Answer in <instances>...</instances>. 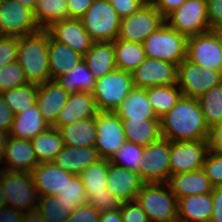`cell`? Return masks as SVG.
<instances>
[{
	"mask_svg": "<svg viewBox=\"0 0 222 222\" xmlns=\"http://www.w3.org/2000/svg\"><path fill=\"white\" fill-rule=\"evenodd\" d=\"M161 136L172 141L209 140L198 99L181 96L176 105L160 118Z\"/></svg>",
	"mask_w": 222,
	"mask_h": 222,
	"instance_id": "cell-1",
	"label": "cell"
},
{
	"mask_svg": "<svg viewBox=\"0 0 222 222\" xmlns=\"http://www.w3.org/2000/svg\"><path fill=\"white\" fill-rule=\"evenodd\" d=\"M48 41L49 33L45 29L18 37L17 62L28 83L40 85L51 80Z\"/></svg>",
	"mask_w": 222,
	"mask_h": 222,
	"instance_id": "cell-2",
	"label": "cell"
},
{
	"mask_svg": "<svg viewBox=\"0 0 222 222\" xmlns=\"http://www.w3.org/2000/svg\"><path fill=\"white\" fill-rule=\"evenodd\" d=\"M135 200L150 222H178V199L167 183H145Z\"/></svg>",
	"mask_w": 222,
	"mask_h": 222,
	"instance_id": "cell-3",
	"label": "cell"
},
{
	"mask_svg": "<svg viewBox=\"0 0 222 222\" xmlns=\"http://www.w3.org/2000/svg\"><path fill=\"white\" fill-rule=\"evenodd\" d=\"M188 37L172 29L166 22L144 42L146 57L167 61L177 66L186 59Z\"/></svg>",
	"mask_w": 222,
	"mask_h": 222,
	"instance_id": "cell-4",
	"label": "cell"
},
{
	"mask_svg": "<svg viewBox=\"0 0 222 222\" xmlns=\"http://www.w3.org/2000/svg\"><path fill=\"white\" fill-rule=\"evenodd\" d=\"M80 20L93 42L117 39L121 18L109 0H95Z\"/></svg>",
	"mask_w": 222,
	"mask_h": 222,
	"instance_id": "cell-5",
	"label": "cell"
},
{
	"mask_svg": "<svg viewBox=\"0 0 222 222\" xmlns=\"http://www.w3.org/2000/svg\"><path fill=\"white\" fill-rule=\"evenodd\" d=\"M0 183L3 187L6 206L24 212L37 208L39 196L31 173L1 169Z\"/></svg>",
	"mask_w": 222,
	"mask_h": 222,
	"instance_id": "cell-6",
	"label": "cell"
},
{
	"mask_svg": "<svg viewBox=\"0 0 222 222\" xmlns=\"http://www.w3.org/2000/svg\"><path fill=\"white\" fill-rule=\"evenodd\" d=\"M133 88L132 73L115 69L96 80L92 95L99 111L115 112Z\"/></svg>",
	"mask_w": 222,
	"mask_h": 222,
	"instance_id": "cell-7",
	"label": "cell"
},
{
	"mask_svg": "<svg viewBox=\"0 0 222 222\" xmlns=\"http://www.w3.org/2000/svg\"><path fill=\"white\" fill-rule=\"evenodd\" d=\"M222 83V72L212 68L201 67L187 59L178 65L177 85L182 95L199 99L214 86Z\"/></svg>",
	"mask_w": 222,
	"mask_h": 222,
	"instance_id": "cell-8",
	"label": "cell"
},
{
	"mask_svg": "<svg viewBox=\"0 0 222 222\" xmlns=\"http://www.w3.org/2000/svg\"><path fill=\"white\" fill-rule=\"evenodd\" d=\"M164 23L163 15L148 1L137 12L121 19L117 39L143 43Z\"/></svg>",
	"mask_w": 222,
	"mask_h": 222,
	"instance_id": "cell-9",
	"label": "cell"
},
{
	"mask_svg": "<svg viewBox=\"0 0 222 222\" xmlns=\"http://www.w3.org/2000/svg\"><path fill=\"white\" fill-rule=\"evenodd\" d=\"M40 30L31 8L15 0L0 2V36L20 37Z\"/></svg>",
	"mask_w": 222,
	"mask_h": 222,
	"instance_id": "cell-10",
	"label": "cell"
},
{
	"mask_svg": "<svg viewBox=\"0 0 222 222\" xmlns=\"http://www.w3.org/2000/svg\"><path fill=\"white\" fill-rule=\"evenodd\" d=\"M165 22L186 37L209 31L207 0H186L165 18Z\"/></svg>",
	"mask_w": 222,
	"mask_h": 222,
	"instance_id": "cell-11",
	"label": "cell"
},
{
	"mask_svg": "<svg viewBox=\"0 0 222 222\" xmlns=\"http://www.w3.org/2000/svg\"><path fill=\"white\" fill-rule=\"evenodd\" d=\"M170 141L165 138L143 146L138 174L145 183H167L170 177Z\"/></svg>",
	"mask_w": 222,
	"mask_h": 222,
	"instance_id": "cell-12",
	"label": "cell"
},
{
	"mask_svg": "<svg viewBox=\"0 0 222 222\" xmlns=\"http://www.w3.org/2000/svg\"><path fill=\"white\" fill-rule=\"evenodd\" d=\"M97 139L95 148L101 159L110 160L126 142L122 120L115 112L99 111L95 116Z\"/></svg>",
	"mask_w": 222,
	"mask_h": 222,
	"instance_id": "cell-13",
	"label": "cell"
},
{
	"mask_svg": "<svg viewBox=\"0 0 222 222\" xmlns=\"http://www.w3.org/2000/svg\"><path fill=\"white\" fill-rule=\"evenodd\" d=\"M209 149V140L170 142V174L188 173L202 169Z\"/></svg>",
	"mask_w": 222,
	"mask_h": 222,
	"instance_id": "cell-14",
	"label": "cell"
},
{
	"mask_svg": "<svg viewBox=\"0 0 222 222\" xmlns=\"http://www.w3.org/2000/svg\"><path fill=\"white\" fill-rule=\"evenodd\" d=\"M186 59L201 67L222 72V45L218 30L188 37Z\"/></svg>",
	"mask_w": 222,
	"mask_h": 222,
	"instance_id": "cell-15",
	"label": "cell"
},
{
	"mask_svg": "<svg viewBox=\"0 0 222 222\" xmlns=\"http://www.w3.org/2000/svg\"><path fill=\"white\" fill-rule=\"evenodd\" d=\"M176 64L147 57L132 73L136 88L177 84Z\"/></svg>",
	"mask_w": 222,
	"mask_h": 222,
	"instance_id": "cell-16",
	"label": "cell"
},
{
	"mask_svg": "<svg viewBox=\"0 0 222 222\" xmlns=\"http://www.w3.org/2000/svg\"><path fill=\"white\" fill-rule=\"evenodd\" d=\"M46 30L54 40L71 47L82 56L86 54L93 44L80 19L69 18L58 21Z\"/></svg>",
	"mask_w": 222,
	"mask_h": 222,
	"instance_id": "cell-17",
	"label": "cell"
},
{
	"mask_svg": "<svg viewBox=\"0 0 222 222\" xmlns=\"http://www.w3.org/2000/svg\"><path fill=\"white\" fill-rule=\"evenodd\" d=\"M5 171L31 173L39 164L31 140L8 136L3 152Z\"/></svg>",
	"mask_w": 222,
	"mask_h": 222,
	"instance_id": "cell-18",
	"label": "cell"
},
{
	"mask_svg": "<svg viewBox=\"0 0 222 222\" xmlns=\"http://www.w3.org/2000/svg\"><path fill=\"white\" fill-rule=\"evenodd\" d=\"M106 188L121 203L135 200L145 182L136 172L110 163Z\"/></svg>",
	"mask_w": 222,
	"mask_h": 222,
	"instance_id": "cell-19",
	"label": "cell"
},
{
	"mask_svg": "<svg viewBox=\"0 0 222 222\" xmlns=\"http://www.w3.org/2000/svg\"><path fill=\"white\" fill-rule=\"evenodd\" d=\"M74 175L53 162L38 164L31 172L39 198L58 195Z\"/></svg>",
	"mask_w": 222,
	"mask_h": 222,
	"instance_id": "cell-20",
	"label": "cell"
},
{
	"mask_svg": "<svg viewBox=\"0 0 222 222\" xmlns=\"http://www.w3.org/2000/svg\"><path fill=\"white\" fill-rule=\"evenodd\" d=\"M98 113L99 110L92 93L77 91L70 94L52 127L60 129L75 121L95 117Z\"/></svg>",
	"mask_w": 222,
	"mask_h": 222,
	"instance_id": "cell-21",
	"label": "cell"
},
{
	"mask_svg": "<svg viewBox=\"0 0 222 222\" xmlns=\"http://www.w3.org/2000/svg\"><path fill=\"white\" fill-rule=\"evenodd\" d=\"M70 93L56 80L46 81L38 85L36 104L46 122L53 126L59 111L64 107Z\"/></svg>",
	"mask_w": 222,
	"mask_h": 222,
	"instance_id": "cell-22",
	"label": "cell"
},
{
	"mask_svg": "<svg viewBox=\"0 0 222 222\" xmlns=\"http://www.w3.org/2000/svg\"><path fill=\"white\" fill-rule=\"evenodd\" d=\"M167 184L177 199L212 193L214 188L202 169L170 175Z\"/></svg>",
	"mask_w": 222,
	"mask_h": 222,
	"instance_id": "cell-23",
	"label": "cell"
},
{
	"mask_svg": "<svg viewBox=\"0 0 222 222\" xmlns=\"http://www.w3.org/2000/svg\"><path fill=\"white\" fill-rule=\"evenodd\" d=\"M100 159L95 147H69L64 145L63 149L54 158L53 163L65 171L79 175L84 169L97 163Z\"/></svg>",
	"mask_w": 222,
	"mask_h": 222,
	"instance_id": "cell-24",
	"label": "cell"
},
{
	"mask_svg": "<svg viewBox=\"0 0 222 222\" xmlns=\"http://www.w3.org/2000/svg\"><path fill=\"white\" fill-rule=\"evenodd\" d=\"M212 212V193L178 199V222H210Z\"/></svg>",
	"mask_w": 222,
	"mask_h": 222,
	"instance_id": "cell-25",
	"label": "cell"
},
{
	"mask_svg": "<svg viewBox=\"0 0 222 222\" xmlns=\"http://www.w3.org/2000/svg\"><path fill=\"white\" fill-rule=\"evenodd\" d=\"M83 61L96 80L114 71L116 62L113 41L93 42L83 56Z\"/></svg>",
	"mask_w": 222,
	"mask_h": 222,
	"instance_id": "cell-26",
	"label": "cell"
},
{
	"mask_svg": "<svg viewBox=\"0 0 222 222\" xmlns=\"http://www.w3.org/2000/svg\"><path fill=\"white\" fill-rule=\"evenodd\" d=\"M50 127L39 111L37 104H34L29 107V109L14 115L9 136L18 139L32 140L39 133L46 131Z\"/></svg>",
	"mask_w": 222,
	"mask_h": 222,
	"instance_id": "cell-27",
	"label": "cell"
},
{
	"mask_svg": "<svg viewBox=\"0 0 222 222\" xmlns=\"http://www.w3.org/2000/svg\"><path fill=\"white\" fill-rule=\"evenodd\" d=\"M48 60L51 80H56L82 62L83 56L75 52L71 47L57 42L49 34Z\"/></svg>",
	"mask_w": 222,
	"mask_h": 222,
	"instance_id": "cell-28",
	"label": "cell"
},
{
	"mask_svg": "<svg viewBox=\"0 0 222 222\" xmlns=\"http://www.w3.org/2000/svg\"><path fill=\"white\" fill-rule=\"evenodd\" d=\"M115 113L121 120L159 119L147 98V88L134 87Z\"/></svg>",
	"mask_w": 222,
	"mask_h": 222,
	"instance_id": "cell-29",
	"label": "cell"
},
{
	"mask_svg": "<svg viewBox=\"0 0 222 222\" xmlns=\"http://www.w3.org/2000/svg\"><path fill=\"white\" fill-rule=\"evenodd\" d=\"M59 131L66 146L95 147L97 139L95 117L62 126Z\"/></svg>",
	"mask_w": 222,
	"mask_h": 222,
	"instance_id": "cell-30",
	"label": "cell"
},
{
	"mask_svg": "<svg viewBox=\"0 0 222 222\" xmlns=\"http://www.w3.org/2000/svg\"><path fill=\"white\" fill-rule=\"evenodd\" d=\"M127 142L147 146L161 136L160 119L122 120Z\"/></svg>",
	"mask_w": 222,
	"mask_h": 222,
	"instance_id": "cell-31",
	"label": "cell"
},
{
	"mask_svg": "<svg viewBox=\"0 0 222 222\" xmlns=\"http://www.w3.org/2000/svg\"><path fill=\"white\" fill-rule=\"evenodd\" d=\"M39 164L53 162L63 149L64 141L59 129L50 127L31 140Z\"/></svg>",
	"mask_w": 222,
	"mask_h": 222,
	"instance_id": "cell-32",
	"label": "cell"
},
{
	"mask_svg": "<svg viewBox=\"0 0 222 222\" xmlns=\"http://www.w3.org/2000/svg\"><path fill=\"white\" fill-rule=\"evenodd\" d=\"M113 46L116 69L133 72L147 58L143 43L115 39Z\"/></svg>",
	"mask_w": 222,
	"mask_h": 222,
	"instance_id": "cell-33",
	"label": "cell"
},
{
	"mask_svg": "<svg viewBox=\"0 0 222 222\" xmlns=\"http://www.w3.org/2000/svg\"><path fill=\"white\" fill-rule=\"evenodd\" d=\"M181 96L182 91L177 84L147 88L148 101L159 119L176 105Z\"/></svg>",
	"mask_w": 222,
	"mask_h": 222,
	"instance_id": "cell-34",
	"label": "cell"
},
{
	"mask_svg": "<svg viewBox=\"0 0 222 222\" xmlns=\"http://www.w3.org/2000/svg\"><path fill=\"white\" fill-rule=\"evenodd\" d=\"M33 13L40 28L46 30L55 22L69 19L68 0H37Z\"/></svg>",
	"mask_w": 222,
	"mask_h": 222,
	"instance_id": "cell-35",
	"label": "cell"
},
{
	"mask_svg": "<svg viewBox=\"0 0 222 222\" xmlns=\"http://www.w3.org/2000/svg\"><path fill=\"white\" fill-rule=\"evenodd\" d=\"M56 81L70 94L83 91L92 93L95 88V77L84 61L75 65L72 70L63 76H60Z\"/></svg>",
	"mask_w": 222,
	"mask_h": 222,
	"instance_id": "cell-36",
	"label": "cell"
},
{
	"mask_svg": "<svg viewBox=\"0 0 222 222\" xmlns=\"http://www.w3.org/2000/svg\"><path fill=\"white\" fill-rule=\"evenodd\" d=\"M109 170V160L100 159L97 163L84 169L79 176L82 179L87 196L109 192L106 188Z\"/></svg>",
	"mask_w": 222,
	"mask_h": 222,
	"instance_id": "cell-37",
	"label": "cell"
},
{
	"mask_svg": "<svg viewBox=\"0 0 222 222\" xmlns=\"http://www.w3.org/2000/svg\"><path fill=\"white\" fill-rule=\"evenodd\" d=\"M198 102L210 130L222 122V83L209 89Z\"/></svg>",
	"mask_w": 222,
	"mask_h": 222,
	"instance_id": "cell-38",
	"label": "cell"
},
{
	"mask_svg": "<svg viewBox=\"0 0 222 222\" xmlns=\"http://www.w3.org/2000/svg\"><path fill=\"white\" fill-rule=\"evenodd\" d=\"M37 89V84L27 83L24 86L4 91L1 95L14 115H17L36 104Z\"/></svg>",
	"mask_w": 222,
	"mask_h": 222,
	"instance_id": "cell-39",
	"label": "cell"
},
{
	"mask_svg": "<svg viewBox=\"0 0 222 222\" xmlns=\"http://www.w3.org/2000/svg\"><path fill=\"white\" fill-rule=\"evenodd\" d=\"M36 209L46 222H66L74 210L57 201L55 195L39 198Z\"/></svg>",
	"mask_w": 222,
	"mask_h": 222,
	"instance_id": "cell-40",
	"label": "cell"
},
{
	"mask_svg": "<svg viewBox=\"0 0 222 222\" xmlns=\"http://www.w3.org/2000/svg\"><path fill=\"white\" fill-rule=\"evenodd\" d=\"M142 154L143 146L126 141L112 156L110 163L138 173Z\"/></svg>",
	"mask_w": 222,
	"mask_h": 222,
	"instance_id": "cell-41",
	"label": "cell"
},
{
	"mask_svg": "<svg viewBox=\"0 0 222 222\" xmlns=\"http://www.w3.org/2000/svg\"><path fill=\"white\" fill-rule=\"evenodd\" d=\"M57 201L65 206H71L73 209L87 203V194L79 175H74L64 189L56 195Z\"/></svg>",
	"mask_w": 222,
	"mask_h": 222,
	"instance_id": "cell-42",
	"label": "cell"
},
{
	"mask_svg": "<svg viewBox=\"0 0 222 222\" xmlns=\"http://www.w3.org/2000/svg\"><path fill=\"white\" fill-rule=\"evenodd\" d=\"M27 83L24 71L17 61L0 68V94L24 86Z\"/></svg>",
	"mask_w": 222,
	"mask_h": 222,
	"instance_id": "cell-43",
	"label": "cell"
},
{
	"mask_svg": "<svg viewBox=\"0 0 222 222\" xmlns=\"http://www.w3.org/2000/svg\"><path fill=\"white\" fill-rule=\"evenodd\" d=\"M202 170L213 187H222V154L209 149Z\"/></svg>",
	"mask_w": 222,
	"mask_h": 222,
	"instance_id": "cell-44",
	"label": "cell"
},
{
	"mask_svg": "<svg viewBox=\"0 0 222 222\" xmlns=\"http://www.w3.org/2000/svg\"><path fill=\"white\" fill-rule=\"evenodd\" d=\"M18 37L0 36V68L17 61Z\"/></svg>",
	"mask_w": 222,
	"mask_h": 222,
	"instance_id": "cell-45",
	"label": "cell"
},
{
	"mask_svg": "<svg viewBox=\"0 0 222 222\" xmlns=\"http://www.w3.org/2000/svg\"><path fill=\"white\" fill-rule=\"evenodd\" d=\"M87 203L95 207L100 212L114 211L120 208L121 202L118 201L110 192L100 194H89Z\"/></svg>",
	"mask_w": 222,
	"mask_h": 222,
	"instance_id": "cell-46",
	"label": "cell"
},
{
	"mask_svg": "<svg viewBox=\"0 0 222 222\" xmlns=\"http://www.w3.org/2000/svg\"><path fill=\"white\" fill-rule=\"evenodd\" d=\"M120 210L122 222H150L136 200L121 203Z\"/></svg>",
	"mask_w": 222,
	"mask_h": 222,
	"instance_id": "cell-47",
	"label": "cell"
},
{
	"mask_svg": "<svg viewBox=\"0 0 222 222\" xmlns=\"http://www.w3.org/2000/svg\"><path fill=\"white\" fill-rule=\"evenodd\" d=\"M100 211L86 203L77 206L66 222H99Z\"/></svg>",
	"mask_w": 222,
	"mask_h": 222,
	"instance_id": "cell-48",
	"label": "cell"
},
{
	"mask_svg": "<svg viewBox=\"0 0 222 222\" xmlns=\"http://www.w3.org/2000/svg\"><path fill=\"white\" fill-rule=\"evenodd\" d=\"M121 19L137 12L147 0H109Z\"/></svg>",
	"mask_w": 222,
	"mask_h": 222,
	"instance_id": "cell-49",
	"label": "cell"
},
{
	"mask_svg": "<svg viewBox=\"0 0 222 222\" xmlns=\"http://www.w3.org/2000/svg\"><path fill=\"white\" fill-rule=\"evenodd\" d=\"M207 18L210 30L222 29V0H207Z\"/></svg>",
	"mask_w": 222,
	"mask_h": 222,
	"instance_id": "cell-50",
	"label": "cell"
},
{
	"mask_svg": "<svg viewBox=\"0 0 222 222\" xmlns=\"http://www.w3.org/2000/svg\"><path fill=\"white\" fill-rule=\"evenodd\" d=\"M14 120V113L0 94V130L9 134Z\"/></svg>",
	"mask_w": 222,
	"mask_h": 222,
	"instance_id": "cell-51",
	"label": "cell"
},
{
	"mask_svg": "<svg viewBox=\"0 0 222 222\" xmlns=\"http://www.w3.org/2000/svg\"><path fill=\"white\" fill-rule=\"evenodd\" d=\"M95 0H68L69 18L80 19Z\"/></svg>",
	"mask_w": 222,
	"mask_h": 222,
	"instance_id": "cell-52",
	"label": "cell"
},
{
	"mask_svg": "<svg viewBox=\"0 0 222 222\" xmlns=\"http://www.w3.org/2000/svg\"><path fill=\"white\" fill-rule=\"evenodd\" d=\"M186 0H150L149 2L166 18Z\"/></svg>",
	"mask_w": 222,
	"mask_h": 222,
	"instance_id": "cell-53",
	"label": "cell"
},
{
	"mask_svg": "<svg viewBox=\"0 0 222 222\" xmlns=\"http://www.w3.org/2000/svg\"><path fill=\"white\" fill-rule=\"evenodd\" d=\"M213 212L210 222H222V187H214L212 191Z\"/></svg>",
	"mask_w": 222,
	"mask_h": 222,
	"instance_id": "cell-54",
	"label": "cell"
},
{
	"mask_svg": "<svg viewBox=\"0 0 222 222\" xmlns=\"http://www.w3.org/2000/svg\"><path fill=\"white\" fill-rule=\"evenodd\" d=\"M209 148L222 154V122L210 130Z\"/></svg>",
	"mask_w": 222,
	"mask_h": 222,
	"instance_id": "cell-55",
	"label": "cell"
},
{
	"mask_svg": "<svg viewBox=\"0 0 222 222\" xmlns=\"http://www.w3.org/2000/svg\"><path fill=\"white\" fill-rule=\"evenodd\" d=\"M25 212L9 206L0 208V222H22Z\"/></svg>",
	"mask_w": 222,
	"mask_h": 222,
	"instance_id": "cell-56",
	"label": "cell"
},
{
	"mask_svg": "<svg viewBox=\"0 0 222 222\" xmlns=\"http://www.w3.org/2000/svg\"><path fill=\"white\" fill-rule=\"evenodd\" d=\"M99 222H122L120 208L114 211L100 212Z\"/></svg>",
	"mask_w": 222,
	"mask_h": 222,
	"instance_id": "cell-57",
	"label": "cell"
},
{
	"mask_svg": "<svg viewBox=\"0 0 222 222\" xmlns=\"http://www.w3.org/2000/svg\"><path fill=\"white\" fill-rule=\"evenodd\" d=\"M22 222H46L37 209L25 212Z\"/></svg>",
	"mask_w": 222,
	"mask_h": 222,
	"instance_id": "cell-58",
	"label": "cell"
},
{
	"mask_svg": "<svg viewBox=\"0 0 222 222\" xmlns=\"http://www.w3.org/2000/svg\"><path fill=\"white\" fill-rule=\"evenodd\" d=\"M9 134L0 130V166H2L1 164L3 163V152H4V148H5V144H6V140L8 138ZM2 168L0 167V170Z\"/></svg>",
	"mask_w": 222,
	"mask_h": 222,
	"instance_id": "cell-59",
	"label": "cell"
},
{
	"mask_svg": "<svg viewBox=\"0 0 222 222\" xmlns=\"http://www.w3.org/2000/svg\"><path fill=\"white\" fill-rule=\"evenodd\" d=\"M15 1H18V2L22 3L23 5L28 6L32 10H34V8L36 6V2H37V0H15Z\"/></svg>",
	"mask_w": 222,
	"mask_h": 222,
	"instance_id": "cell-60",
	"label": "cell"
},
{
	"mask_svg": "<svg viewBox=\"0 0 222 222\" xmlns=\"http://www.w3.org/2000/svg\"><path fill=\"white\" fill-rule=\"evenodd\" d=\"M6 206V200H5V195L3 191V187L0 183V208Z\"/></svg>",
	"mask_w": 222,
	"mask_h": 222,
	"instance_id": "cell-61",
	"label": "cell"
},
{
	"mask_svg": "<svg viewBox=\"0 0 222 222\" xmlns=\"http://www.w3.org/2000/svg\"><path fill=\"white\" fill-rule=\"evenodd\" d=\"M218 35L220 37V42H221V45H222V29L218 30Z\"/></svg>",
	"mask_w": 222,
	"mask_h": 222,
	"instance_id": "cell-62",
	"label": "cell"
}]
</instances>
